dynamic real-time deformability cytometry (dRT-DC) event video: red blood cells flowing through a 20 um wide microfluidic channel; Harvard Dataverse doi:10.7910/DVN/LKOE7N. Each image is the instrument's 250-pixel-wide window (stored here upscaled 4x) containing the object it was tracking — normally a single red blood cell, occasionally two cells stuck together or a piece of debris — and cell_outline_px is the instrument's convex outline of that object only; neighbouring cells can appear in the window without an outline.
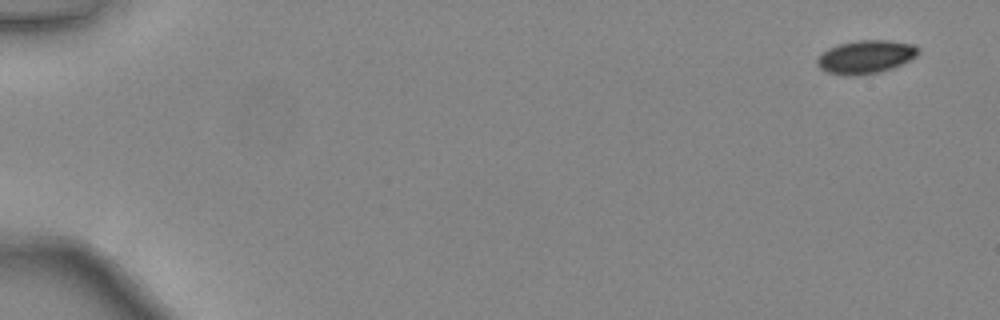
{"species": "common noctule bat (a hibernating species)", "species_latin": "Nyctalus noctula", "temperature_condition": "warm", "stored_images_in_passage": 46, "camera_frame_rate_fps": 3000, "um_per_image_px": 0.085, "animal": {"sex": "female", "body_mass_g": 24.6, "forearm_length_mm": 56.2}, "frame": {"image": 1, "passage_image": 1, "time_ms": 0.0, "image_size_px": [1000, 320], "cell_outline_px": [[920, 52], [916, 56], [892, 68], [880, 72], [848, 76], [828, 72], [820, 68], [816, 64], [816, 60], [828, 48], [840, 44], [860, 40], [888, 40], [912, 44]], "centroid_in_image_um": [73.57, 4.83], "position_along_channel_um": 11.4, "area_um2": 19.25}}
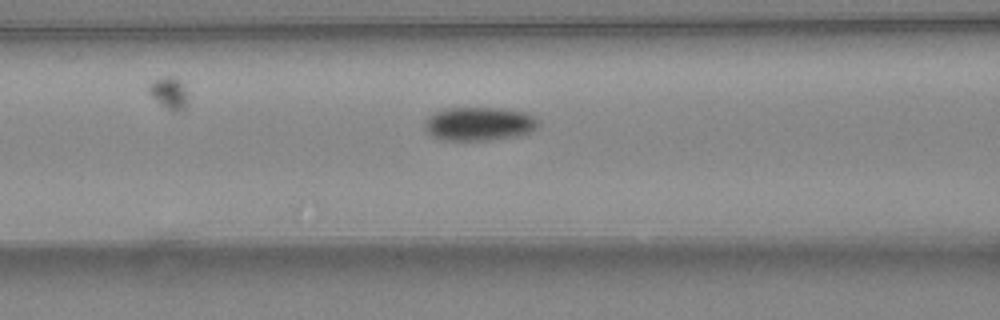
{"frame": {"image": 2, "passage_image": 20, "time_ms": 6.333, "image_size_px": [1000, 320], "cell_outline_px": [[536, 128], [528, 132], [516, 136], [488, 140], [440, 140], [432, 136], [424, 128], [424, 124], [428, 116], [436, 112], [448, 108], [492, 108], [524, 112], [532, 116], [536, 120]], "centroid_in_image_um": [40.65, 10.54], "position_along_channel_um": 126.0, "area_um2": 21.85}}
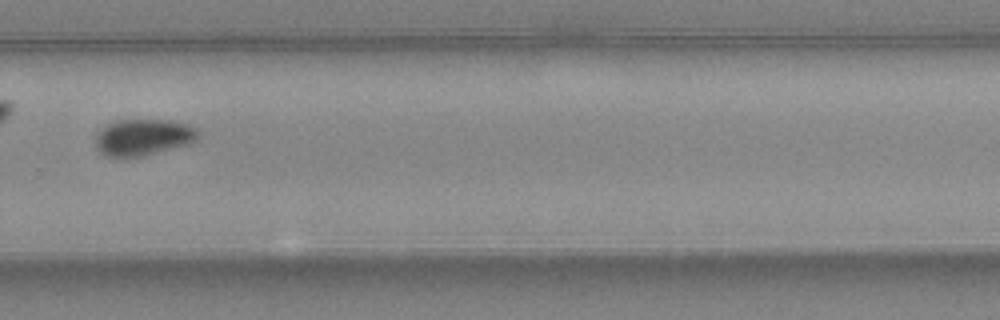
{"frame": {"image": 3, "passage_image": 33, "time_ms": 10.667, "image_size_px": [1000, 320], "cell_outline_px": [[200, 132], [196, 140], [188, 144], [140, 156], [108, 156], [100, 152], [96, 148], [96, 136], [108, 124], [120, 120], [164, 120], [188, 124], [196, 128]], "centroid_in_image_um": [12.2, 11.66], "position_along_channel_um": 317.6, "area_um2": 21.27}, "authors_computed_cell_mechanics": {"area_um2": 20.8947, "velocity_mm_per_s": 4.437, "shape_relaxation_time_tau1_ms": 3.4284, "shape_relaxation_time_tau2_ms": null, "deformation_change_tau1": 0.0696, "deformation_change_tau2": null}}